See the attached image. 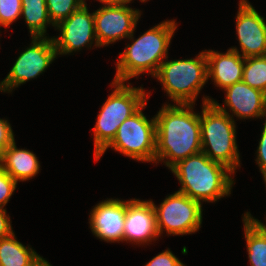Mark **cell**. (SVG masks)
I'll return each instance as SVG.
<instances>
[{"label":"cell","mask_w":266,"mask_h":266,"mask_svg":"<svg viewBox=\"0 0 266 266\" xmlns=\"http://www.w3.org/2000/svg\"><path fill=\"white\" fill-rule=\"evenodd\" d=\"M21 16L27 24L31 37H47V26L51 22L45 0H21Z\"/></svg>","instance_id":"obj_19"},{"label":"cell","mask_w":266,"mask_h":266,"mask_svg":"<svg viewBox=\"0 0 266 266\" xmlns=\"http://www.w3.org/2000/svg\"><path fill=\"white\" fill-rule=\"evenodd\" d=\"M100 3H103V5H113V4H129L132 0H97Z\"/></svg>","instance_id":"obj_30"},{"label":"cell","mask_w":266,"mask_h":266,"mask_svg":"<svg viewBox=\"0 0 266 266\" xmlns=\"http://www.w3.org/2000/svg\"><path fill=\"white\" fill-rule=\"evenodd\" d=\"M10 236L0 239V266H26L38 253Z\"/></svg>","instance_id":"obj_20"},{"label":"cell","mask_w":266,"mask_h":266,"mask_svg":"<svg viewBox=\"0 0 266 266\" xmlns=\"http://www.w3.org/2000/svg\"><path fill=\"white\" fill-rule=\"evenodd\" d=\"M126 200L107 198L93 206L89 214L91 232L101 241L123 242Z\"/></svg>","instance_id":"obj_15"},{"label":"cell","mask_w":266,"mask_h":266,"mask_svg":"<svg viewBox=\"0 0 266 266\" xmlns=\"http://www.w3.org/2000/svg\"><path fill=\"white\" fill-rule=\"evenodd\" d=\"M202 100L200 114L202 152L212 161L236 173L235 170L240 167L241 162L236 140V122L212 103L213 98L203 96Z\"/></svg>","instance_id":"obj_4"},{"label":"cell","mask_w":266,"mask_h":266,"mask_svg":"<svg viewBox=\"0 0 266 266\" xmlns=\"http://www.w3.org/2000/svg\"><path fill=\"white\" fill-rule=\"evenodd\" d=\"M256 154L257 158L255 161L259 166V170L262 173L263 180L266 185V119L260 135V141Z\"/></svg>","instance_id":"obj_26"},{"label":"cell","mask_w":266,"mask_h":266,"mask_svg":"<svg viewBox=\"0 0 266 266\" xmlns=\"http://www.w3.org/2000/svg\"><path fill=\"white\" fill-rule=\"evenodd\" d=\"M14 136L8 120L0 118V155L15 140Z\"/></svg>","instance_id":"obj_27"},{"label":"cell","mask_w":266,"mask_h":266,"mask_svg":"<svg viewBox=\"0 0 266 266\" xmlns=\"http://www.w3.org/2000/svg\"><path fill=\"white\" fill-rule=\"evenodd\" d=\"M55 29L60 32L59 36L52 37L58 56L78 52L83 47L91 49L92 44L100 48L95 35L94 12L89 13L86 1Z\"/></svg>","instance_id":"obj_10"},{"label":"cell","mask_w":266,"mask_h":266,"mask_svg":"<svg viewBox=\"0 0 266 266\" xmlns=\"http://www.w3.org/2000/svg\"><path fill=\"white\" fill-rule=\"evenodd\" d=\"M21 0H0V27L7 29L13 22L21 18Z\"/></svg>","instance_id":"obj_23"},{"label":"cell","mask_w":266,"mask_h":266,"mask_svg":"<svg viewBox=\"0 0 266 266\" xmlns=\"http://www.w3.org/2000/svg\"><path fill=\"white\" fill-rule=\"evenodd\" d=\"M31 40L30 46L20 53L10 72L0 82V92L10 93L21 84L37 78L57 58L52 37H32Z\"/></svg>","instance_id":"obj_9"},{"label":"cell","mask_w":266,"mask_h":266,"mask_svg":"<svg viewBox=\"0 0 266 266\" xmlns=\"http://www.w3.org/2000/svg\"><path fill=\"white\" fill-rule=\"evenodd\" d=\"M11 223L10 216L7 215V210L0 207V239L14 233Z\"/></svg>","instance_id":"obj_28"},{"label":"cell","mask_w":266,"mask_h":266,"mask_svg":"<svg viewBox=\"0 0 266 266\" xmlns=\"http://www.w3.org/2000/svg\"><path fill=\"white\" fill-rule=\"evenodd\" d=\"M154 78L175 104H193L208 82L205 50L195 58L168 60L161 63Z\"/></svg>","instance_id":"obj_6"},{"label":"cell","mask_w":266,"mask_h":266,"mask_svg":"<svg viewBox=\"0 0 266 266\" xmlns=\"http://www.w3.org/2000/svg\"><path fill=\"white\" fill-rule=\"evenodd\" d=\"M159 237L152 202L136 198L127 200L123 241L135 245H149Z\"/></svg>","instance_id":"obj_14"},{"label":"cell","mask_w":266,"mask_h":266,"mask_svg":"<svg viewBox=\"0 0 266 266\" xmlns=\"http://www.w3.org/2000/svg\"><path fill=\"white\" fill-rule=\"evenodd\" d=\"M112 81L114 88L103 103L93 128L94 158L113 140L124 120L136 113L149 99L143 87Z\"/></svg>","instance_id":"obj_5"},{"label":"cell","mask_w":266,"mask_h":266,"mask_svg":"<svg viewBox=\"0 0 266 266\" xmlns=\"http://www.w3.org/2000/svg\"><path fill=\"white\" fill-rule=\"evenodd\" d=\"M155 210L159 236L166 231L168 235L194 234L201 228L202 203L187 195L175 191L157 205L152 201Z\"/></svg>","instance_id":"obj_8"},{"label":"cell","mask_w":266,"mask_h":266,"mask_svg":"<svg viewBox=\"0 0 266 266\" xmlns=\"http://www.w3.org/2000/svg\"><path fill=\"white\" fill-rule=\"evenodd\" d=\"M248 1H239L236 14V37H238L241 50L239 51L234 46L229 49L238 52L244 58L265 56L266 21Z\"/></svg>","instance_id":"obj_12"},{"label":"cell","mask_w":266,"mask_h":266,"mask_svg":"<svg viewBox=\"0 0 266 266\" xmlns=\"http://www.w3.org/2000/svg\"><path fill=\"white\" fill-rule=\"evenodd\" d=\"M224 91L226 93L224 106L215 99L212 100V103L232 119H234L233 116L244 120L259 117L266 119V94L264 92L250 87L243 81L234 83Z\"/></svg>","instance_id":"obj_13"},{"label":"cell","mask_w":266,"mask_h":266,"mask_svg":"<svg viewBox=\"0 0 266 266\" xmlns=\"http://www.w3.org/2000/svg\"><path fill=\"white\" fill-rule=\"evenodd\" d=\"M51 22L56 26L79 9L85 0H45Z\"/></svg>","instance_id":"obj_22"},{"label":"cell","mask_w":266,"mask_h":266,"mask_svg":"<svg viewBox=\"0 0 266 266\" xmlns=\"http://www.w3.org/2000/svg\"><path fill=\"white\" fill-rule=\"evenodd\" d=\"M170 170L178 179V192L199 202L213 203L230 196L235 175L226 166L212 161L202 151L178 161Z\"/></svg>","instance_id":"obj_3"},{"label":"cell","mask_w":266,"mask_h":266,"mask_svg":"<svg viewBox=\"0 0 266 266\" xmlns=\"http://www.w3.org/2000/svg\"><path fill=\"white\" fill-rule=\"evenodd\" d=\"M144 266H186L168 248L153 257Z\"/></svg>","instance_id":"obj_25"},{"label":"cell","mask_w":266,"mask_h":266,"mask_svg":"<svg viewBox=\"0 0 266 266\" xmlns=\"http://www.w3.org/2000/svg\"><path fill=\"white\" fill-rule=\"evenodd\" d=\"M26 266H52L45 258L37 254Z\"/></svg>","instance_id":"obj_29"},{"label":"cell","mask_w":266,"mask_h":266,"mask_svg":"<svg viewBox=\"0 0 266 266\" xmlns=\"http://www.w3.org/2000/svg\"><path fill=\"white\" fill-rule=\"evenodd\" d=\"M242 81L266 94V55L244 59Z\"/></svg>","instance_id":"obj_21"},{"label":"cell","mask_w":266,"mask_h":266,"mask_svg":"<svg viewBox=\"0 0 266 266\" xmlns=\"http://www.w3.org/2000/svg\"><path fill=\"white\" fill-rule=\"evenodd\" d=\"M0 166L18 183L35 177L41 165L36 154L18 149L14 140L0 155Z\"/></svg>","instance_id":"obj_17"},{"label":"cell","mask_w":266,"mask_h":266,"mask_svg":"<svg viewBox=\"0 0 266 266\" xmlns=\"http://www.w3.org/2000/svg\"><path fill=\"white\" fill-rule=\"evenodd\" d=\"M146 105L147 102L123 121L113 140L95 157V161L112 148L133 160L155 163L156 122L155 116L148 119L142 112Z\"/></svg>","instance_id":"obj_7"},{"label":"cell","mask_w":266,"mask_h":266,"mask_svg":"<svg viewBox=\"0 0 266 266\" xmlns=\"http://www.w3.org/2000/svg\"><path fill=\"white\" fill-rule=\"evenodd\" d=\"M193 104H164L155 115V163L169 169L178 161L202 151L200 114Z\"/></svg>","instance_id":"obj_1"},{"label":"cell","mask_w":266,"mask_h":266,"mask_svg":"<svg viewBox=\"0 0 266 266\" xmlns=\"http://www.w3.org/2000/svg\"><path fill=\"white\" fill-rule=\"evenodd\" d=\"M17 182L0 166V207L6 204L17 188Z\"/></svg>","instance_id":"obj_24"},{"label":"cell","mask_w":266,"mask_h":266,"mask_svg":"<svg viewBox=\"0 0 266 266\" xmlns=\"http://www.w3.org/2000/svg\"><path fill=\"white\" fill-rule=\"evenodd\" d=\"M205 54L208 79L211 78L216 87L224 90L242 81L245 58L238 52L228 49L227 52L222 53L209 49L205 50Z\"/></svg>","instance_id":"obj_16"},{"label":"cell","mask_w":266,"mask_h":266,"mask_svg":"<svg viewBox=\"0 0 266 266\" xmlns=\"http://www.w3.org/2000/svg\"><path fill=\"white\" fill-rule=\"evenodd\" d=\"M141 11L126 4L103 5L94 12L95 35L100 47L128 38L137 27Z\"/></svg>","instance_id":"obj_11"},{"label":"cell","mask_w":266,"mask_h":266,"mask_svg":"<svg viewBox=\"0 0 266 266\" xmlns=\"http://www.w3.org/2000/svg\"><path fill=\"white\" fill-rule=\"evenodd\" d=\"M244 238L251 266H266V225L250 212L243 215Z\"/></svg>","instance_id":"obj_18"},{"label":"cell","mask_w":266,"mask_h":266,"mask_svg":"<svg viewBox=\"0 0 266 266\" xmlns=\"http://www.w3.org/2000/svg\"><path fill=\"white\" fill-rule=\"evenodd\" d=\"M145 1L147 2L148 0H140V2H143V3H145Z\"/></svg>","instance_id":"obj_31"},{"label":"cell","mask_w":266,"mask_h":266,"mask_svg":"<svg viewBox=\"0 0 266 266\" xmlns=\"http://www.w3.org/2000/svg\"><path fill=\"white\" fill-rule=\"evenodd\" d=\"M177 26L172 19L153 26L137 39H134L133 32L128 37L132 43L119 53L113 81L127 82L144 73L154 77L161 63L168 57V49Z\"/></svg>","instance_id":"obj_2"}]
</instances>
